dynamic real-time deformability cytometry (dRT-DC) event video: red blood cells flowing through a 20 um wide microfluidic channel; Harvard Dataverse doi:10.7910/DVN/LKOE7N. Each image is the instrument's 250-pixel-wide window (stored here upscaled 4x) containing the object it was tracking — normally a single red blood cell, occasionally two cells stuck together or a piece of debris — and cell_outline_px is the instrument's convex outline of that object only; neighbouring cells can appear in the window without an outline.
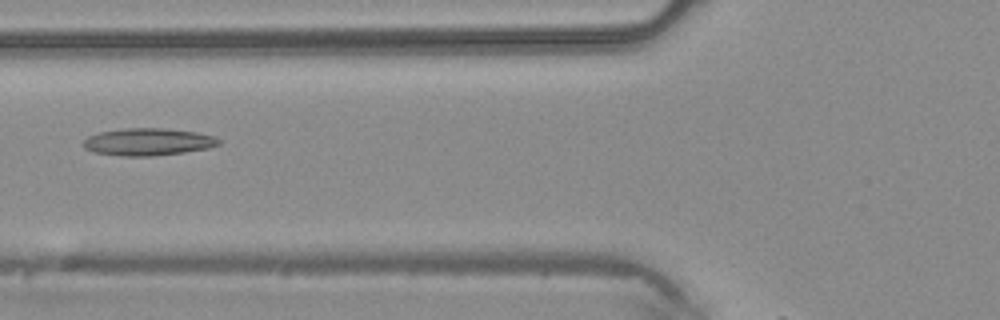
{"species": "common noctule bat (a hibernating species)", "species_latin": "Nyctalus noctula", "temperature_condition": "warm", "stored_images_in_passage": 39, "camera_frame_rate_fps": 3000, "um_per_image_px": 0.085, "animal": {"sex": "male", "body_mass_g": 20.4}, "frame": {"image": 1, "passage_image": 11, "time_ms": 3.333, "image_size_px": [1000, 320], "cell_outline_px": [[220, 144], [208, 148], [184, 152], [152, 156], [120, 156], [92, 152], [84, 148], [84, 140], [88, 136], [100, 132], [128, 128], [164, 128], [196, 132], [216, 136], [220, 140]], "centroid_in_image_um": [12.59, 12.06], "position_along_channel_um": 113.2, "area_um2": 21.56}}
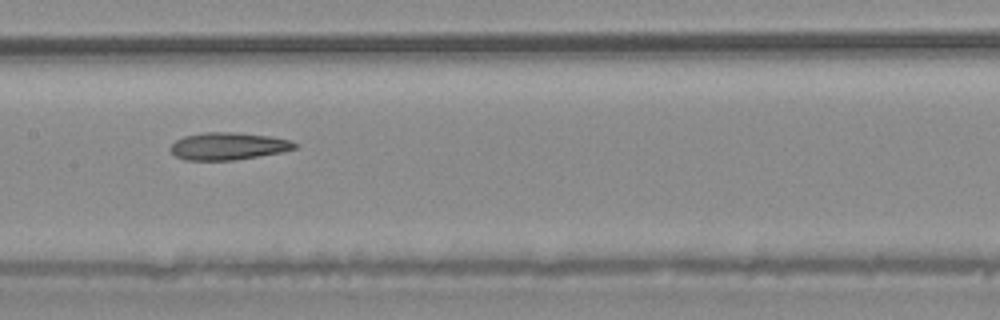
{"frame": {"image": 2, "passage_image": 16, "time_ms": 5.0, "image_size_px": [1000, 320], "cell_outline_px": [[296, 148], [280, 152], [236, 160], [184, 160], [176, 156], [172, 152], [172, 144], [176, 140], [184, 136], [204, 132], [236, 132], [268, 136], [292, 140], [296, 144]], "centroid_in_image_um": [19.39, 12.42], "position_along_channel_um": 188.0, "area_um2": 19.65}}
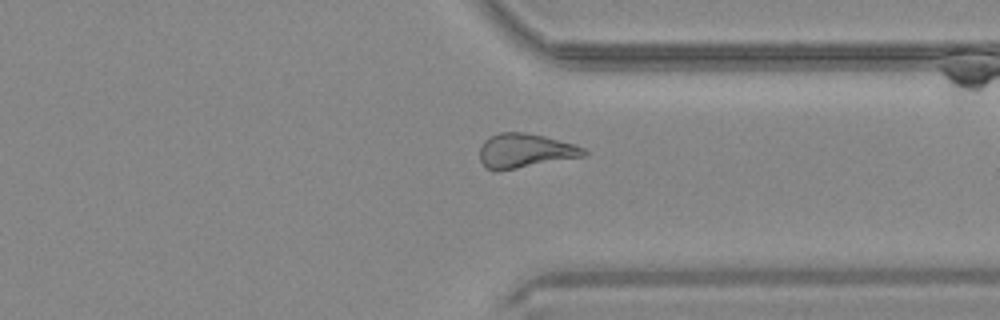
{"frame": {"image": 3, "passage_image": 28, "time_ms": 9.0, "image_size_px": [1000, 320], "cell_outline_px": [[588, 152], [584, 156], [496, 172], [492, 172], [484, 168], [480, 160], [480, 148], [484, 140], [488, 136], [500, 132], [524, 132], [544, 136], [576, 144], [584, 148]], "centroid_in_image_um": [44.59, 12.82], "position_along_channel_um": 366.8, "area_um2": 21.1}}